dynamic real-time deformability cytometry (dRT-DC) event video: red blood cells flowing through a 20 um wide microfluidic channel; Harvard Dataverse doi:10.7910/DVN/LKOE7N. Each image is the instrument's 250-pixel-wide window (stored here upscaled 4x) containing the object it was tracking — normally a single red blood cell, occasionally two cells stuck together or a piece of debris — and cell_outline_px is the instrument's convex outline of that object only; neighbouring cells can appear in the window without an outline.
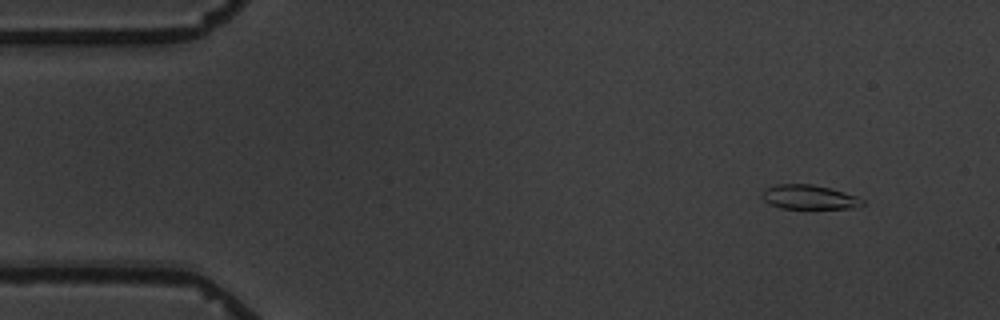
{"species": "common noctule bat (a hibernating species)", "species_latin": "Nyctalus noctula", "temperature_condition": "warm", "stored_images_in_passage": 4, "camera_frame_rate_fps": 3000, "um_per_image_px": 0.085, "animal": {"sex": "male", "body_mass_g": 19.5, "forearm_length_mm": 54.6}, "frame": {"image": 1, "passage_image": 1, "time_ms": 0.0, "image_size_px": [1000, 320], "cell_outline_px": [[864, 204], [852, 208], [780, 208], [764, 200], [760, 196], [760, 192], [764, 188], [776, 184], [812, 184], [844, 192], [856, 196], [864, 200]], "centroid_in_image_um": [68.72, 16.74], "position_along_channel_um": 16.3, "area_um2": 14.16}}